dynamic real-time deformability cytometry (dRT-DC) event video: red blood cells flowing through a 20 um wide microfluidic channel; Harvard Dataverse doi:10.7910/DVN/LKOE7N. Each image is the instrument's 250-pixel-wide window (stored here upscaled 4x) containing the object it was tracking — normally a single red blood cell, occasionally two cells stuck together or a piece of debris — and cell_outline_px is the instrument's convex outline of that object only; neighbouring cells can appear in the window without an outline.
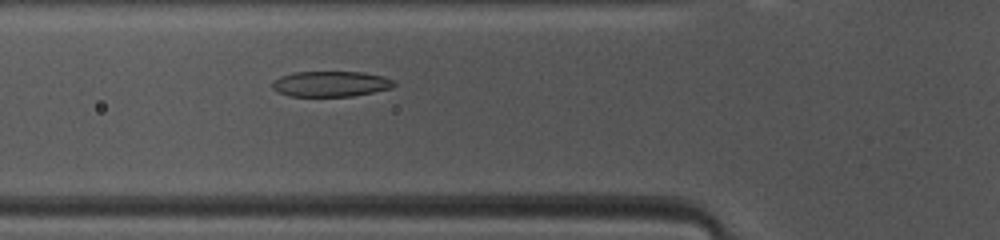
{"species": "common noctule bat (a hibernating species)", "species_latin": "Nyctalus noctula", "temperature_condition": "warm", "stored_images_in_passage": 46, "camera_frame_rate_fps": 3000, "um_per_image_px": 0.085, "animal": {"sex": "female", "body_mass_g": 10.0, "forearm_length_mm": 53.1}, "frame": {"image": 1, "passage_image": 14, "time_ms": 4.333, "image_size_px": [1000, 240], "cell_outline_px": [[396, 84], [392, 88], [352, 96], [288, 96], [276, 92], [272, 88], [272, 80], [280, 76], [296, 72], [364, 72], [380, 76], [392, 80]], "centroid_in_image_um": [28.05, 7.13], "position_along_channel_um": 97.7, "area_um2": 18.09}}
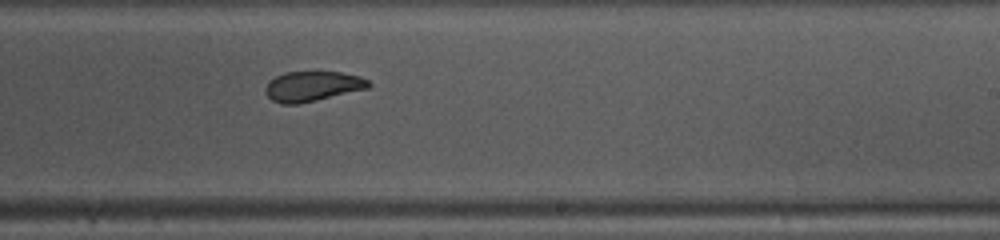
{"frame": {"image": 2, "passage_image": 26, "time_ms": 8.333, "image_size_px": [1000, 240], "cell_outline_px": [[372, 84], [368, 88], [316, 100], [296, 104], [280, 104], [272, 100], [264, 92], [264, 88], [268, 80], [276, 76], [288, 72], [340, 72], [360, 76], [368, 80]], "centroid_in_image_um": [26.53, 7.33], "position_along_channel_um": 262.5, "area_um2": 18.03}}
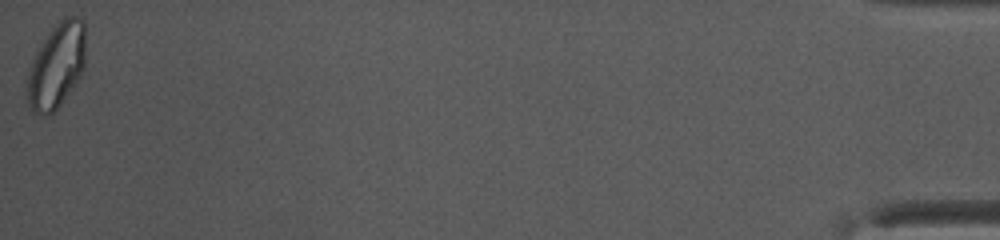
{"frame": {"image": 3, "passage_image": 46, "time_ms": 15.0, "image_size_px": [1000, 240], "cell_outline_px": [[84, 68], [80, 76], [56, 112], [48, 116], [44, 116], [32, 112], [24, 96], [24, 88], [28, 72], [32, 60], [36, 52], [48, 32], [64, 16], [80, 16], [84, 20]], "centroid_in_image_um": [4.76, 5.64], "position_along_channel_um": 430.4, "area_um2": 29.59}, "authors_computed_cell_mechanics": {"area_um2": 20.5479, "velocity_mm_per_s": 4.1104, "shape_relaxation_time_tau1_ms": 8.9806, "shape_relaxation_time_tau2_ms": 1.0909, "deformation_change_tau1": 0.2255, "deformation_change_tau2": 0.0696}}